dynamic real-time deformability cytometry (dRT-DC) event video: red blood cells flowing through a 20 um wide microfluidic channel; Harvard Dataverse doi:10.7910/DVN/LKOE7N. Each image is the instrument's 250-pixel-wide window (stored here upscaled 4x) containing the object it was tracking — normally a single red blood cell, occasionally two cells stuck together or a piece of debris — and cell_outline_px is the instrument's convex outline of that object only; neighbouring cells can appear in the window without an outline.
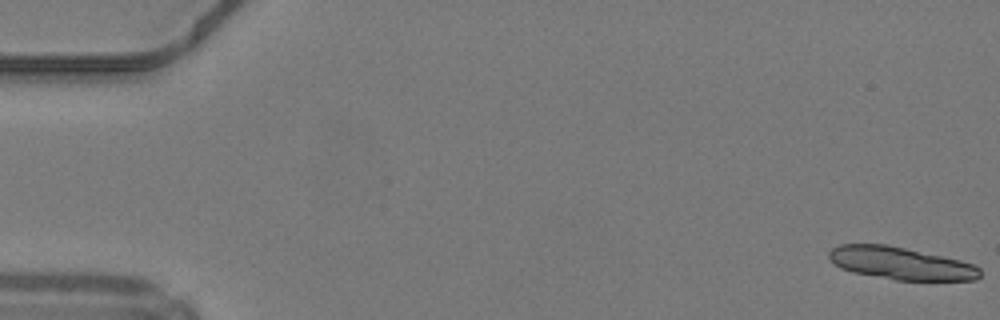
{"species": "common noctule bat (a hibernating species)", "species_latin": "Nyctalus noctula", "temperature_condition": "warm", "stored_images_in_passage": 14, "camera_frame_rate_fps": 3000, "um_per_image_px": 0.085, "animal": {"sex": "male", "body_mass_g": 19.2, "forearm_length_mm": 51.8}, "frame": {"image": 1, "passage_image": 1, "time_ms": 0.0, "image_size_px": [1000, 320], "cell_outline_px": [[980, 276], [976, 280], [896, 280], [852, 272], [840, 268], [828, 256], [828, 252], [832, 248], [840, 244], [888, 244], [960, 260], [972, 264], [980, 268]], "centroid_in_image_um": [76.55, 22.37], "position_along_channel_um": 8.4, "area_um2": 28.5}}